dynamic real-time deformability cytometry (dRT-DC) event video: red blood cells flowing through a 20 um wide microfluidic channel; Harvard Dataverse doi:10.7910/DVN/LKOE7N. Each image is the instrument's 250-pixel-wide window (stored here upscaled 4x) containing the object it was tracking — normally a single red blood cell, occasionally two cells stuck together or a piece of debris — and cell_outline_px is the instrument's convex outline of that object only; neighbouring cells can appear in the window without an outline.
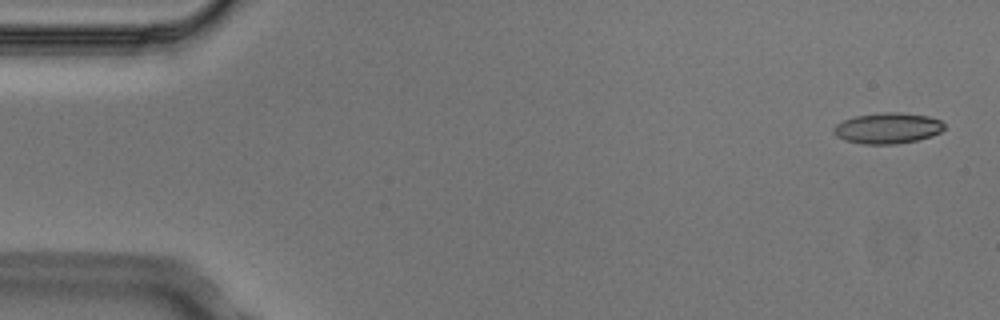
{"species": "Egyptian fruit bat (a non-hibernating species)", "species_latin": "Rousettus aegyptiacus", "temperature_condition": "cold", "stored_images_in_passage": 7, "camera_frame_rate_fps": 3000, "um_per_image_px": 0.085, "animal": {"sex": "male"}, "frame": {"image": 1, "passage_image": 1, "time_ms": 0.0, "image_size_px": [1000, 320], "cell_outline_px": [[944, 128], [940, 132], [916, 140], [896, 144], [864, 144], [844, 140], [836, 136], [832, 132], [832, 128], [836, 124], [844, 120], [856, 116], [884, 112], [900, 112], [928, 116], [940, 120], [944, 124]], "centroid_in_image_um": [75.41, 10.89], "position_along_channel_um": 9.6, "area_um2": 19.77}}
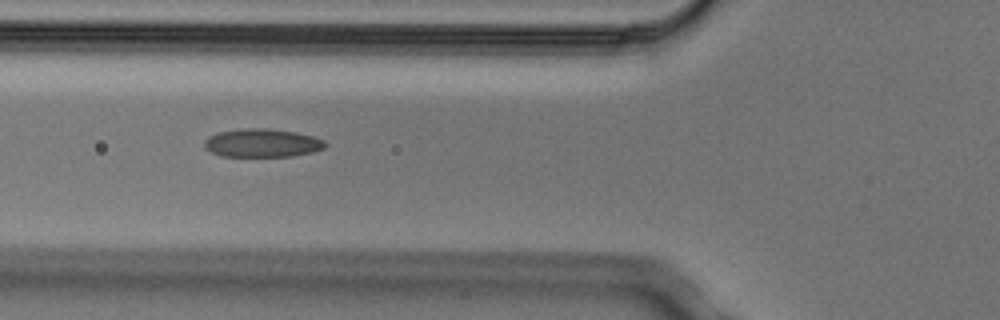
{"frame": {"image": 2, "passage_image": 5, "time_ms": 1.333, "image_size_px": [1000, 320], "cell_outline_px": [[328, 144], [324, 148], [312, 152], [292, 156], [220, 156], [204, 148], [204, 140], [208, 136], [216, 132], [244, 128], [268, 128], [296, 132], [312, 136], [324, 140]], "centroid_in_image_um": [22.26, 12.14], "position_along_channel_um": 103.5, "area_um2": 20.11}}
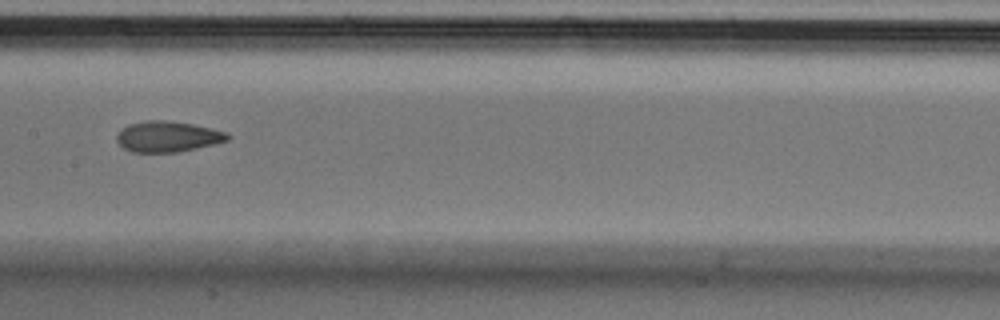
{"frame": {"image": 3, "passage_image": 7, "time_ms": 2.0, "image_size_px": [1000, 320], "cell_outline_px": [[232, 136], [228, 140], [196, 148], [176, 152], [132, 152], [124, 148], [116, 140], [116, 136], [128, 124], [148, 120], [164, 120], [192, 124], [228, 132]], "centroid_in_image_um": [14.26, 11.61], "position_along_channel_um": 193.1, "area_um2": 19.65}}